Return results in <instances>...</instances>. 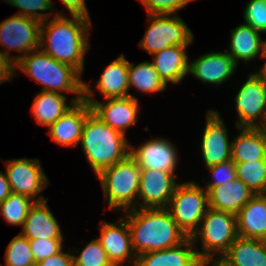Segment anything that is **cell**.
Wrapping results in <instances>:
<instances>
[{
	"label": "cell",
	"mask_w": 266,
	"mask_h": 266,
	"mask_svg": "<svg viewBox=\"0 0 266 266\" xmlns=\"http://www.w3.org/2000/svg\"><path fill=\"white\" fill-rule=\"evenodd\" d=\"M73 254L59 252L58 254L43 259L36 266H74Z\"/></svg>",
	"instance_id": "obj_39"
},
{
	"label": "cell",
	"mask_w": 266,
	"mask_h": 266,
	"mask_svg": "<svg viewBox=\"0 0 266 266\" xmlns=\"http://www.w3.org/2000/svg\"><path fill=\"white\" fill-rule=\"evenodd\" d=\"M41 22L14 14L0 22V45L6 47L4 54L15 64L21 57L39 49ZM10 50L23 56L10 55ZM12 58V59H11Z\"/></svg>",
	"instance_id": "obj_9"
},
{
	"label": "cell",
	"mask_w": 266,
	"mask_h": 266,
	"mask_svg": "<svg viewBox=\"0 0 266 266\" xmlns=\"http://www.w3.org/2000/svg\"><path fill=\"white\" fill-rule=\"evenodd\" d=\"M197 236H200L204 250L197 252L200 260L215 257L216 252H219L218 257H222L238 237L237 216L208 207L198 231L192 237L194 244L198 242Z\"/></svg>",
	"instance_id": "obj_7"
},
{
	"label": "cell",
	"mask_w": 266,
	"mask_h": 266,
	"mask_svg": "<svg viewBox=\"0 0 266 266\" xmlns=\"http://www.w3.org/2000/svg\"><path fill=\"white\" fill-rule=\"evenodd\" d=\"M262 58L266 59V51L264 50ZM257 77H259L266 84V61L263 67L260 68L259 72L254 73Z\"/></svg>",
	"instance_id": "obj_44"
},
{
	"label": "cell",
	"mask_w": 266,
	"mask_h": 266,
	"mask_svg": "<svg viewBox=\"0 0 266 266\" xmlns=\"http://www.w3.org/2000/svg\"><path fill=\"white\" fill-rule=\"evenodd\" d=\"M236 176L254 194H266V158L258 161L235 163Z\"/></svg>",
	"instance_id": "obj_30"
},
{
	"label": "cell",
	"mask_w": 266,
	"mask_h": 266,
	"mask_svg": "<svg viewBox=\"0 0 266 266\" xmlns=\"http://www.w3.org/2000/svg\"><path fill=\"white\" fill-rule=\"evenodd\" d=\"M15 64L0 51V83L12 80L15 75Z\"/></svg>",
	"instance_id": "obj_40"
},
{
	"label": "cell",
	"mask_w": 266,
	"mask_h": 266,
	"mask_svg": "<svg viewBox=\"0 0 266 266\" xmlns=\"http://www.w3.org/2000/svg\"><path fill=\"white\" fill-rule=\"evenodd\" d=\"M147 28L139 46L150 55L173 45H188L193 42V33L178 15L147 14Z\"/></svg>",
	"instance_id": "obj_8"
},
{
	"label": "cell",
	"mask_w": 266,
	"mask_h": 266,
	"mask_svg": "<svg viewBox=\"0 0 266 266\" xmlns=\"http://www.w3.org/2000/svg\"><path fill=\"white\" fill-rule=\"evenodd\" d=\"M244 23L266 33V0H250L244 10Z\"/></svg>",
	"instance_id": "obj_35"
},
{
	"label": "cell",
	"mask_w": 266,
	"mask_h": 266,
	"mask_svg": "<svg viewBox=\"0 0 266 266\" xmlns=\"http://www.w3.org/2000/svg\"><path fill=\"white\" fill-rule=\"evenodd\" d=\"M177 155L176 146L163 138L150 139L139 148L130 145V156L140 169H156L175 174Z\"/></svg>",
	"instance_id": "obj_16"
},
{
	"label": "cell",
	"mask_w": 266,
	"mask_h": 266,
	"mask_svg": "<svg viewBox=\"0 0 266 266\" xmlns=\"http://www.w3.org/2000/svg\"><path fill=\"white\" fill-rule=\"evenodd\" d=\"M6 177L11 191L33 199L35 202L48 200L37 195L42 192L49 183V179L43 171L38 159H12L6 160Z\"/></svg>",
	"instance_id": "obj_11"
},
{
	"label": "cell",
	"mask_w": 266,
	"mask_h": 266,
	"mask_svg": "<svg viewBox=\"0 0 266 266\" xmlns=\"http://www.w3.org/2000/svg\"><path fill=\"white\" fill-rule=\"evenodd\" d=\"M208 169L213 181L206 184L205 189L207 192L213 187H217L222 183H227L228 181H232L237 178L235 163L232 160L210 166Z\"/></svg>",
	"instance_id": "obj_37"
},
{
	"label": "cell",
	"mask_w": 266,
	"mask_h": 266,
	"mask_svg": "<svg viewBox=\"0 0 266 266\" xmlns=\"http://www.w3.org/2000/svg\"><path fill=\"white\" fill-rule=\"evenodd\" d=\"M208 207L206 189L190 181L176 186L166 209L186 236L192 238L198 231Z\"/></svg>",
	"instance_id": "obj_6"
},
{
	"label": "cell",
	"mask_w": 266,
	"mask_h": 266,
	"mask_svg": "<svg viewBox=\"0 0 266 266\" xmlns=\"http://www.w3.org/2000/svg\"><path fill=\"white\" fill-rule=\"evenodd\" d=\"M176 175L156 169H140L138 196L141 201L135 202L140 208H167L175 188Z\"/></svg>",
	"instance_id": "obj_13"
},
{
	"label": "cell",
	"mask_w": 266,
	"mask_h": 266,
	"mask_svg": "<svg viewBox=\"0 0 266 266\" xmlns=\"http://www.w3.org/2000/svg\"><path fill=\"white\" fill-rule=\"evenodd\" d=\"M129 62L128 82L129 88L132 86L141 92L153 93L165 90L167 87L160 79L158 72L153 67L152 62H142L136 66Z\"/></svg>",
	"instance_id": "obj_29"
},
{
	"label": "cell",
	"mask_w": 266,
	"mask_h": 266,
	"mask_svg": "<svg viewBox=\"0 0 266 266\" xmlns=\"http://www.w3.org/2000/svg\"><path fill=\"white\" fill-rule=\"evenodd\" d=\"M241 130L231 143V160L234 163L258 161L266 158V137L259 127Z\"/></svg>",
	"instance_id": "obj_24"
},
{
	"label": "cell",
	"mask_w": 266,
	"mask_h": 266,
	"mask_svg": "<svg viewBox=\"0 0 266 266\" xmlns=\"http://www.w3.org/2000/svg\"><path fill=\"white\" fill-rule=\"evenodd\" d=\"M92 113L84 100L77 102L49 127L51 140L62 146L76 147L80 143L86 118Z\"/></svg>",
	"instance_id": "obj_17"
},
{
	"label": "cell",
	"mask_w": 266,
	"mask_h": 266,
	"mask_svg": "<svg viewBox=\"0 0 266 266\" xmlns=\"http://www.w3.org/2000/svg\"><path fill=\"white\" fill-rule=\"evenodd\" d=\"M5 265L36 266L29 240L21 233L15 236L8 244L5 252Z\"/></svg>",
	"instance_id": "obj_32"
},
{
	"label": "cell",
	"mask_w": 266,
	"mask_h": 266,
	"mask_svg": "<svg viewBox=\"0 0 266 266\" xmlns=\"http://www.w3.org/2000/svg\"><path fill=\"white\" fill-rule=\"evenodd\" d=\"M128 66L129 61L124 55H120L107 65L100 79L95 83L97 90L105 99L130 96Z\"/></svg>",
	"instance_id": "obj_27"
},
{
	"label": "cell",
	"mask_w": 266,
	"mask_h": 266,
	"mask_svg": "<svg viewBox=\"0 0 266 266\" xmlns=\"http://www.w3.org/2000/svg\"><path fill=\"white\" fill-rule=\"evenodd\" d=\"M97 176L108 199L109 209L128 211L137 208L134 202L139 191L140 168L130 155L105 168Z\"/></svg>",
	"instance_id": "obj_5"
},
{
	"label": "cell",
	"mask_w": 266,
	"mask_h": 266,
	"mask_svg": "<svg viewBox=\"0 0 266 266\" xmlns=\"http://www.w3.org/2000/svg\"><path fill=\"white\" fill-rule=\"evenodd\" d=\"M90 26H92L91 20L86 17L72 15L71 19L56 13L49 23L48 19L41 22L39 48L55 60L75 68L82 74L84 56L90 48L88 42Z\"/></svg>",
	"instance_id": "obj_1"
},
{
	"label": "cell",
	"mask_w": 266,
	"mask_h": 266,
	"mask_svg": "<svg viewBox=\"0 0 266 266\" xmlns=\"http://www.w3.org/2000/svg\"><path fill=\"white\" fill-rule=\"evenodd\" d=\"M236 216L238 236L266 241V194H255Z\"/></svg>",
	"instance_id": "obj_23"
},
{
	"label": "cell",
	"mask_w": 266,
	"mask_h": 266,
	"mask_svg": "<svg viewBox=\"0 0 266 266\" xmlns=\"http://www.w3.org/2000/svg\"><path fill=\"white\" fill-rule=\"evenodd\" d=\"M125 212L132 248L137 257L176 247L188 239L166 208H135Z\"/></svg>",
	"instance_id": "obj_2"
},
{
	"label": "cell",
	"mask_w": 266,
	"mask_h": 266,
	"mask_svg": "<svg viewBox=\"0 0 266 266\" xmlns=\"http://www.w3.org/2000/svg\"><path fill=\"white\" fill-rule=\"evenodd\" d=\"M73 264L74 266H113L97 238L89 242L79 256H73Z\"/></svg>",
	"instance_id": "obj_33"
},
{
	"label": "cell",
	"mask_w": 266,
	"mask_h": 266,
	"mask_svg": "<svg viewBox=\"0 0 266 266\" xmlns=\"http://www.w3.org/2000/svg\"><path fill=\"white\" fill-rule=\"evenodd\" d=\"M71 15H79L90 19L85 0H61Z\"/></svg>",
	"instance_id": "obj_41"
},
{
	"label": "cell",
	"mask_w": 266,
	"mask_h": 266,
	"mask_svg": "<svg viewBox=\"0 0 266 266\" xmlns=\"http://www.w3.org/2000/svg\"><path fill=\"white\" fill-rule=\"evenodd\" d=\"M80 142L96 176L130 155L131 144L125 135L106 125L93 113L86 118Z\"/></svg>",
	"instance_id": "obj_3"
},
{
	"label": "cell",
	"mask_w": 266,
	"mask_h": 266,
	"mask_svg": "<svg viewBox=\"0 0 266 266\" xmlns=\"http://www.w3.org/2000/svg\"><path fill=\"white\" fill-rule=\"evenodd\" d=\"M222 257L232 266H266V241L238 236Z\"/></svg>",
	"instance_id": "obj_26"
},
{
	"label": "cell",
	"mask_w": 266,
	"mask_h": 266,
	"mask_svg": "<svg viewBox=\"0 0 266 266\" xmlns=\"http://www.w3.org/2000/svg\"><path fill=\"white\" fill-rule=\"evenodd\" d=\"M117 221L119 223H109L102 220L101 236L97 239L100 241L102 247L107 253L108 259L113 264V266H121L128 259V263H132L133 266L136 265L137 256L135 255L131 236L129 231V226L125 217H122Z\"/></svg>",
	"instance_id": "obj_15"
},
{
	"label": "cell",
	"mask_w": 266,
	"mask_h": 266,
	"mask_svg": "<svg viewBox=\"0 0 266 266\" xmlns=\"http://www.w3.org/2000/svg\"><path fill=\"white\" fill-rule=\"evenodd\" d=\"M263 132L264 136L266 137V118L264 119L263 124L259 127Z\"/></svg>",
	"instance_id": "obj_45"
},
{
	"label": "cell",
	"mask_w": 266,
	"mask_h": 266,
	"mask_svg": "<svg viewBox=\"0 0 266 266\" xmlns=\"http://www.w3.org/2000/svg\"><path fill=\"white\" fill-rule=\"evenodd\" d=\"M84 83L83 100L92 109V113L106 125L126 135V129L138 122V99L133 96L107 98L106 102L93 99L94 92Z\"/></svg>",
	"instance_id": "obj_10"
},
{
	"label": "cell",
	"mask_w": 266,
	"mask_h": 266,
	"mask_svg": "<svg viewBox=\"0 0 266 266\" xmlns=\"http://www.w3.org/2000/svg\"><path fill=\"white\" fill-rule=\"evenodd\" d=\"M237 64L227 52H211L189 63V74L204 83L221 84L228 80Z\"/></svg>",
	"instance_id": "obj_18"
},
{
	"label": "cell",
	"mask_w": 266,
	"mask_h": 266,
	"mask_svg": "<svg viewBox=\"0 0 266 266\" xmlns=\"http://www.w3.org/2000/svg\"><path fill=\"white\" fill-rule=\"evenodd\" d=\"M219 259L215 260L213 257H207L202 260H200L199 266H207L210 263L211 266H232L226 259L223 257H218ZM213 262V263H212Z\"/></svg>",
	"instance_id": "obj_43"
},
{
	"label": "cell",
	"mask_w": 266,
	"mask_h": 266,
	"mask_svg": "<svg viewBox=\"0 0 266 266\" xmlns=\"http://www.w3.org/2000/svg\"><path fill=\"white\" fill-rule=\"evenodd\" d=\"M52 3V0H9L8 2L9 5L20 9L19 12H16L17 15L31 17L40 22L50 19L48 13H40L39 11H53Z\"/></svg>",
	"instance_id": "obj_34"
},
{
	"label": "cell",
	"mask_w": 266,
	"mask_h": 266,
	"mask_svg": "<svg viewBox=\"0 0 266 266\" xmlns=\"http://www.w3.org/2000/svg\"><path fill=\"white\" fill-rule=\"evenodd\" d=\"M66 96L57 92L41 91L34 98L31 110L35 120L42 126L50 127L76 103L71 100V106L66 104Z\"/></svg>",
	"instance_id": "obj_28"
},
{
	"label": "cell",
	"mask_w": 266,
	"mask_h": 266,
	"mask_svg": "<svg viewBox=\"0 0 266 266\" xmlns=\"http://www.w3.org/2000/svg\"><path fill=\"white\" fill-rule=\"evenodd\" d=\"M235 105L239 117L237 128L260 127L266 118V84L250 73L235 97Z\"/></svg>",
	"instance_id": "obj_12"
},
{
	"label": "cell",
	"mask_w": 266,
	"mask_h": 266,
	"mask_svg": "<svg viewBox=\"0 0 266 266\" xmlns=\"http://www.w3.org/2000/svg\"><path fill=\"white\" fill-rule=\"evenodd\" d=\"M198 250L192 238H188L176 247L139 255L135 266H199Z\"/></svg>",
	"instance_id": "obj_20"
},
{
	"label": "cell",
	"mask_w": 266,
	"mask_h": 266,
	"mask_svg": "<svg viewBox=\"0 0 266 266\" xmlns=\"http://www.w3.org/2000/svg\"><path fill=\"white\" fill-rule=\"evenodd\" d=\"M260 33L246 23L231 31L230 51L227 53L236 64L239 60H244L248 64L258 55L263 56L265 41H262Z\"/></svg>",
	"instance_id": "obj_25"
},
{
	"label": "cell",
	"mask_w": 266,
	"mask_h": 266,
	"mask_svg": "<svg viewBox=\"0 0 266 266\" xmlns=\"http://www.w3.org/2000/svg\"><path fill=\"white\" fill-rule=\"evenodd\" d=\"M187 47L188 45H173L152 54V65L166 86L167 82L179 84L189 74L188 55L185 52Z\"/></svg>",
	"instance_id": "obj_21"
},
{
	"label": "cell",
	"mask_w": 266,
	"mask_h": 266,
	"mask_svg": "<svg viewBox=\"0 0 266 266\" xmlns=\"http://www.w3.org/2000/svg\"><path fill=\"white\" fill-rule=\"evenodd\" d=\"M147 10V14H173L184 8L192 0H139Z\"/></svg>",
	"instance_id": "obj_38"
},
{
	"label": "cell",
	"mask_w": 266,
	"mask_h": 266,
	"mask_svg": "<svg viewBox=\"0 0 266 266\" xmlns=\"http://www.w3.org/2000/svg\"><path fill=\"white\" fill-rule=\"evenodd\" d=\"M207 193L209 208L234 215L255 195L239 178L213 187Z\"/></svg>",
	"instance_id": "obj_19"
},
{
	"label": "cell",
	"mask_w": 266,
	"mask_h": 266,
	"mask_svg": "<svg viewBox=\"0 0 266 266\" xmlns=\"http://www.w3.org/2000/svg\"><path fill=\"white\" fill-rule=\"evenodd\" d=\"M46 201L35 202L29 209L21 234L29 239H64L60 226Z\"/></svg>",
	"instance_id": "obj_22"
},
{
	"label": "cell",
	"mask_w": 266,
	"mask_h": 266,
	"mask_svg": "<svg viewBox=\"0 0 266 266\" xmlns=\"http://www.w3.org/2000/svg\"><path fill=\"white\" fill-rule=\"evenodd\" d=\"M63 239H29L32 255L36 263L54 256L63 250Z\"/></svg>",
	"instance_id": "obj_36"
},
{
	"label": "cell",
	"mask_w": 266,
	"mask_h": 266,
	"mask_svg": "<svg viewBox=\"0 0 266 266\" xmlns=\"http://www.w3.org/2000/svg\"><path fill=\"white\" fill-rule=\"evenodd\" d=\"M231 143L220 113L208 110L204 134L201 141V153L208 168L231 160Z\"/></svg>",
	"instance_id": "obj_14"
},
{
	"label": "cell",
	"mask_w": 266,
	"mask_h": 266,
	"mask_svg": "<svg viewBox=\"0 0 266 266\" xmlns=\"http://www.w3.org/2000/svg\"><path fill=\"white\" fill-rule=\"evenodd\" d=\"M31 200L28 196L12 192L5 201L0 203V214L7 223L23 227L29 209L35 203Z\"/></svg>",
	"instance_id": "obj_31"
},
{
	"label": "cell",
	"mask_w": 266,
	"mask_h": 266,
	"mask_svg": "<svg viewBox=\"0 0 266 266\" xmlns=\"http://www.w3.org/2000/svg\"><path fill=\"white\" fill-rule=\"evenodd\" d=\"M16 66L43 85L41 91H65L76 95V103L83 100L84 82L81 74L75 68L55 60L40 48L21 57L15 63Z\"/></svg>",
	"instance_id": "obj_4"
},
{
	"label": "cell",
	"mask_w": 266,
	"mask_h": 266,
	"mask_svg": "<svg viewBox=\"0 0 266 266\" xmlns=\"http://www.w3.org/2000/svg\"><path fill=\"white\" fill-rule=\"evenodd\" d=\"M12 193L6 174L0 171V203L5 201Z\"/></svg>",
	"instance_id": "obj_42"
}]
</instances>
